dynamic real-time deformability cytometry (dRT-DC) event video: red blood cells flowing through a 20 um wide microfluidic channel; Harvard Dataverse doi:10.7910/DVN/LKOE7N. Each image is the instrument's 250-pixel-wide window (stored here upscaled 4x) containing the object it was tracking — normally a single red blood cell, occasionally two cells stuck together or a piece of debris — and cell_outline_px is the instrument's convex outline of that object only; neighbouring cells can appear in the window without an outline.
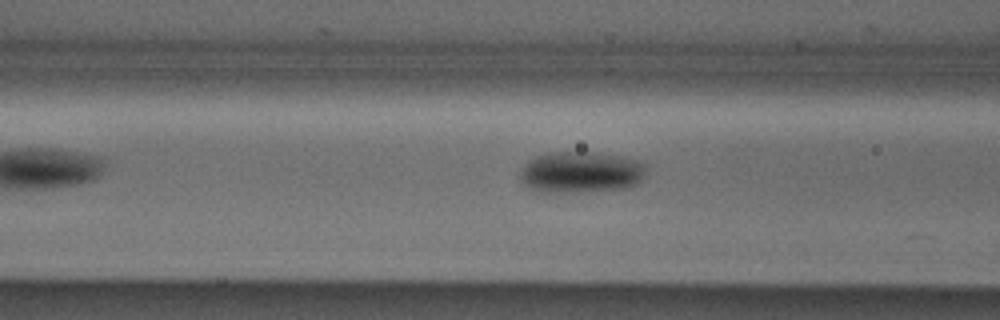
{"species": "Egyptian fruit bat (a non-hibernating species)", "species_latin": "Rousettus aegyptiacus", "temperature_condition": "cold", "stored_images_in_passage": 6, "camera_frame_rate_fps": 3000, "um_per_image_px": 0.085, "animal": {"sex": "male"}, "frame": {"image": 1, "passage_image": 4, "time_ms": 1.0, "image_size_px": [1000, 320], "cell_outline_px": [[644, 176], [636, 184], [628, 188], [576, 192], [540, 192], [528, 188], [520, 180], [520, 168], [528, 160], [536, 156], [548, 152], [592, 152], [624, 156], [640, 160], [644, 164]], "centroid_in_image_um": [49.34, 14.63], "position_along_channel_um": 117.3, "area_um2": 30.75}}